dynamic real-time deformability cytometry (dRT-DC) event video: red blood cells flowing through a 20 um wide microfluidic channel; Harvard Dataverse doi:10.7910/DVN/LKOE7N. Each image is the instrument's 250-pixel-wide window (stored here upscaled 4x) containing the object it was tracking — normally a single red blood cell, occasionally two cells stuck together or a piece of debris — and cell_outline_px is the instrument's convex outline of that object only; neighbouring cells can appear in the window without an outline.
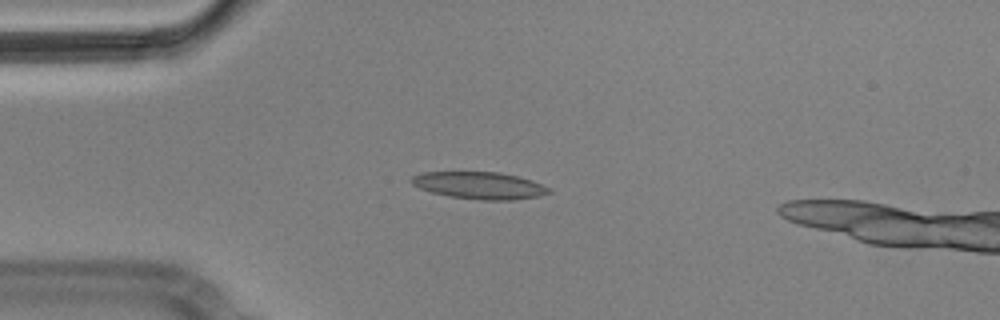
{"species": "Egyptian fruit bat (a non-hibernating species)", "species_latin": "Rousettus aegyptiacus", "temperature_condition": "cold", "stored_images_in_passage": 12, "camera_frame_rate_fps": 3000, "um_per_image_px": 0.085, "animal": {"sex": "male"}, "frame": {"image": 1, "passage_image": 1, "time_ms": 0.0, "image_size_px": [1000, 320], "cell_outline_px": [[552, 192], [540, 196], [512, 200], [480, 200], [448, 196], [432, 192], [420, 188], [412, 184], [408, 180], [412, 176], [420, 172], [500, 172], [532, 180], [548, 188]], "centroid_in_image_um": [40.72, 15.76], "position_along_channel_um": 44.3, "area_um2": 21.73}}
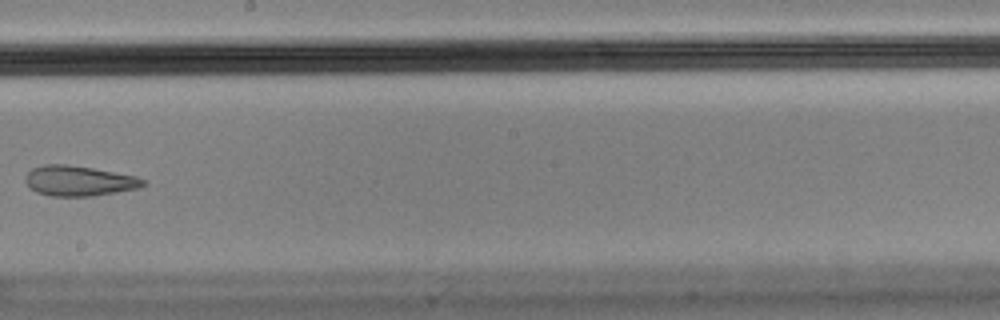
{"frame": {"image": 2, "passage_image": 6, "time_ms": 1.667, "image_size_px": [1000, 320], "cell_outline_px": [[144, 184], [140, 188], [92, 196], [52, 196], [36, 192], [28, 188], [24, 180], [24, 176], [32, 168], [44, 164], [68, 164], [92, 168], [136, 176], [144, 180]], "centroid_in_image_um": [6.65, 15.37], "position_along_channel_um": 241.6, "area_um2": 20.81}}